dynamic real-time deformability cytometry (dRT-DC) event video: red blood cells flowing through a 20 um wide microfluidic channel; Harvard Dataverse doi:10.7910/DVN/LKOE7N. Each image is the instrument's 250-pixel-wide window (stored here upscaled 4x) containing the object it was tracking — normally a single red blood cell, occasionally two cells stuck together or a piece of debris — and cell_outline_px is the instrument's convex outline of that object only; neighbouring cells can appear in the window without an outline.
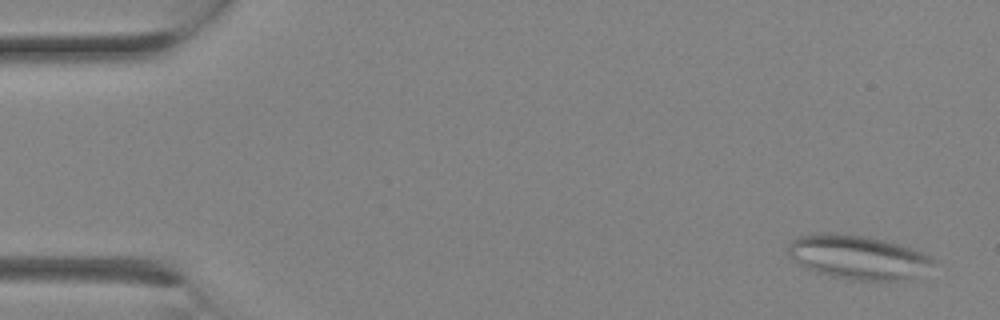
{"species": "Egyptian fruit bat (a non-hibernating species)", "species_latin": "Rousettus aegyptiacus", "temperature_condition": "room temperature", "stored_images_in_passage": 9, "camera_frame_rate_fps": 3000, "um_per_image_px": 0.085, "animal": {"sex": "female"}, "frame": {"image": 1, "passage_image": 1, "time_ms": 0.0, "image_size_px": [1000, 320], "cell_outline_px": [[940, 260], [912, 276], [900, 280], [848, 280], [816, 272], [800, 264], [788, 252], [788, 244], [796, 236], [812, 232], [836, 232], [868, 236], [900, 244], [912, 248], [932, 256]], "centroid_in_image_um": [72.9, 21.82], "position_along_channel_um": 12.1, "area_um2": 37.28}}